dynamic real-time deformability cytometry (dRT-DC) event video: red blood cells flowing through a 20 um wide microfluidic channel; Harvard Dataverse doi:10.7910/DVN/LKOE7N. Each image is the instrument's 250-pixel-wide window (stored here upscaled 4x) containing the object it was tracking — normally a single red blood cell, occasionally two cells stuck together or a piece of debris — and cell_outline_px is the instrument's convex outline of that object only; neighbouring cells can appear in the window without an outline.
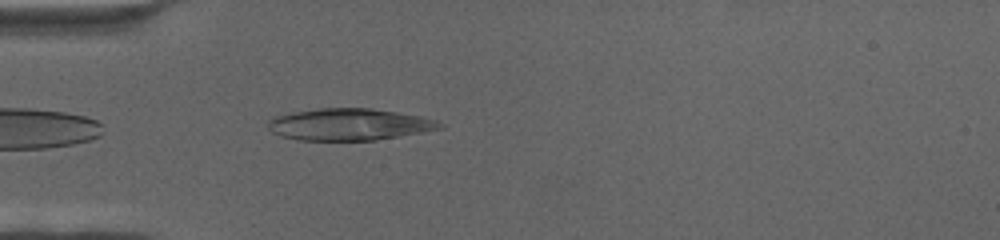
{"species": "human", "species_latin": "Homo sapiens", "temperature_condition": "cold", "stored_images_in_passage": 49, "camera_frame_rate_fps": 3000, "um_per_image_px": 0.085, "donor": {"sex": "female"}, "frame": {"image": 1, "passage_image": 2, "time_ms": 0.333, "image_size_px": [1000, 240], "cell_outline_px": [[444, 128], [424, 132], [376, 140], [300, 140], [280, 136], [272, 132], [268, 128], [268, 120], [272, 116], [292, 112], [320, 108], [372, 108], [420, 116], [436, 120], [444, 124]], "centroid_in_image_um": [29.68, 10.57], "position_along_channel_um": 55.3, "area_um2": 32.02}}
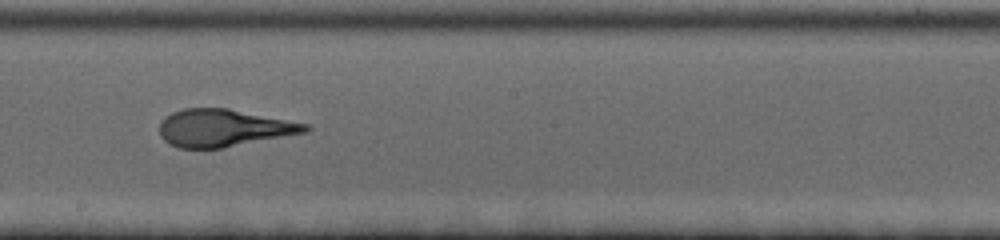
{"frame": {"image": 2, "passage_image": 20, "time_ms": 6.333, "image_size_px": [1000, 240], "cell_outline_px": [[312, 128], [308, 132], [220, 148], [180, 148], [168, 144], [160, 136], [160, 120], [164, 116], [172, 112], [184, 108], [228, 108], [308, 124]], "centroid_in_image_um": [18.98, 10.87], "position_along_channel_um": 229.2, "area_um2": 31.73}}
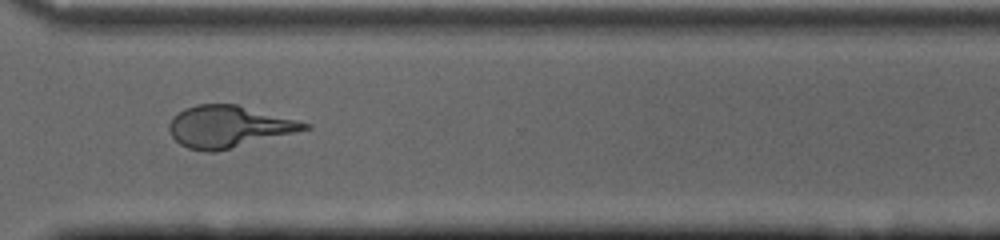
{"frame": {"image": 3, "passage_image": 32, "time_ms": 10.333, "image_size_px": [1000, 240], "cell_outline_px": [[312, 128], [212, 152], [204, 152], [188, 148], [180, 144], [172, 136], [168, 128], [168, 124], [172, 116], [184, 108], [196, 104], [236, 104], [312, 124]], "centroid_in_image_um": [19.38, 10.75], "position_along_channel_um": 351.2, "area_um2": 32.6}}